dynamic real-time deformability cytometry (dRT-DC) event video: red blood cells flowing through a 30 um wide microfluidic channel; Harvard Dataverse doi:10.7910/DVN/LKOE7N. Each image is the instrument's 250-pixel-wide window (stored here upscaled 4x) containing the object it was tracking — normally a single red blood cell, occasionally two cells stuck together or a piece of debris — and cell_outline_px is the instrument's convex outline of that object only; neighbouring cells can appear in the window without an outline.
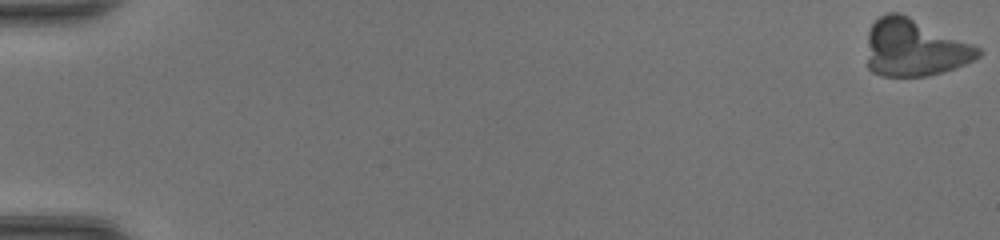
{"species": "common noctule bat (a hibernating species)", "species_latin": "Nyctalus noctula", "temperature_condition": "room temperature", "stored_images_in_passage": 19, "camera_frame_rate_fps": 3000, "um_per_image_px": 0.085, "animal": {"sex": "female", "body_mass_g": 20.0, "forearm_length_mm": 54.0}, "frame": {"image": 1, "passage_image": 1, "time_ms": 0.0, "image_size_px": [1000, 240], "cell_outline_px": [[980, 56], [972, 60], [952, 68], [940, 72], [924, 76], [884, 76], [872, 72], [868, 68], [868, 32], [872, 24], [880, 16], [888, 12], [900, 12], [980, 48]], "centroid_in_image_um": [77.67, 4.05], "position_along_channel_um": 7.3, "area_um2": 36.47}}
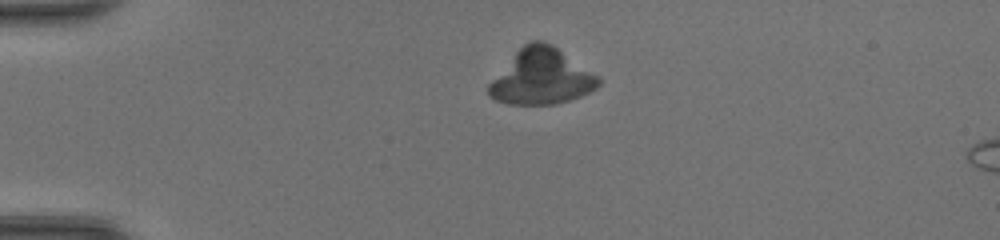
{"frame": {"image": 2, "passage_image": 14, "time_ms": 4.333, "image_size_px": [1000, 240], "cell_outline_px": [[600, 84], [596, 88], [580, 96], [568, 100], [552, 104], [512, 104], [496, 100], [488, 92], [488, 84], [516, 52], [528, 40], [544, 40], [552, 44], [596, 76], [600, 80]], "centroid_in_image_um": [46.0, 6.52], "position_along_channel_um": 39.0, "area_um2": 34.68}}